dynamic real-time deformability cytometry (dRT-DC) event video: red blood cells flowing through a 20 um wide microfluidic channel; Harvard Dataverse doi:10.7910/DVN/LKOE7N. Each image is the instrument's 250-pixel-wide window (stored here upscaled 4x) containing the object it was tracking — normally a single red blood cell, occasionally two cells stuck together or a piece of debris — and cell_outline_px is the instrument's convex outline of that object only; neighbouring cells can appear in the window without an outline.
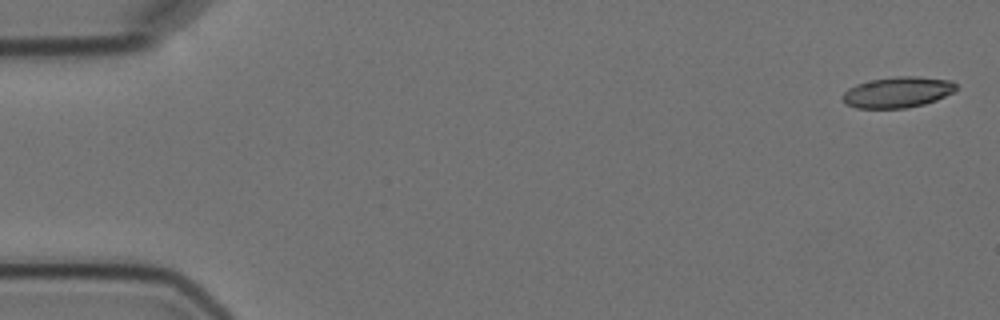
{"species": "Egyptian fruit bat (a non-hibernating species)", "species_latin": "Rousettus aegyptiacus", "temperature_condition": "cold", "stored_images_in_passage": 11, "camera_frame_rate_fps": 3000, "um_per_image_px": 0.085, "animal": {"sex": "female"}, "frame": {"image": 1, "passage_image": 1, "time_ms": 0.0, "image_size_px": [1000, 320], "cell_outline_px": [[956, 92], [936, 100], [924, 104], [904, 108], [856, 108], [844, 104], [844, 92], [848, 88], [856, 84], [872, 80], [896, 76], [916, 76], [952, 80], [956, 84]], "centroid_in_image_um": [76.33, 7.83], "position_along_channel_um": 8.7, "area_um2": 20.46}}
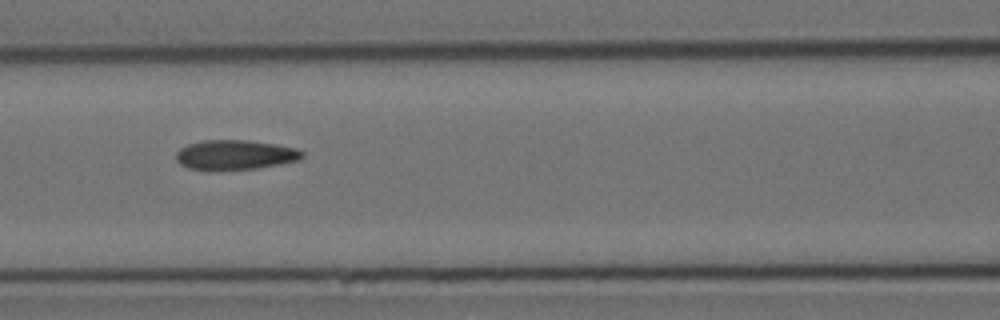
{"frame": {"image": 2, "passage_image": 7, "time_ms": 7.667, "image_size_px": [1000, 320], "cell_outline_px": [[304, 156], [300, 160], [280, 164], [256, 168], [212, 172], [208, 172], [188, 168], [180, 164], [176, 160], [176, 152], [180, 148], [188, 144], [204, 140], [248, 140], [276, 144], [296, 148], [304, 152]], "centroid_in_image_um": [19.96, 13.19], "position_along_channel_um": 146.6, "area_um2": 22.43}}
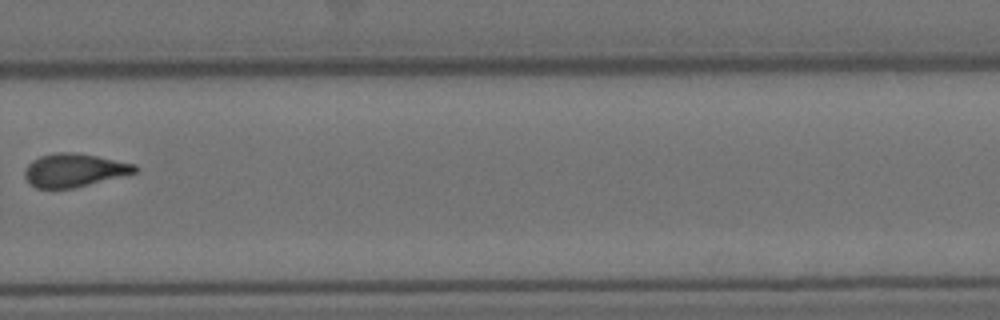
{"frame": {"image": 3, "passage_image": 11, "time_ms": 12.667, "image_size_px": [1000, 320], "cell_outline_px": [[140, 168], [136, 172], [72, 188], [36, 188], [24, 176], [24, 172], [28, 164], [32, 160], [40, 156], [56, 152], [76, 152], [136, 164]], "centroid_in_image_um": [6.3, 14.45], "position_along_channel_um": 323.5, "area_um2": 21.1}}